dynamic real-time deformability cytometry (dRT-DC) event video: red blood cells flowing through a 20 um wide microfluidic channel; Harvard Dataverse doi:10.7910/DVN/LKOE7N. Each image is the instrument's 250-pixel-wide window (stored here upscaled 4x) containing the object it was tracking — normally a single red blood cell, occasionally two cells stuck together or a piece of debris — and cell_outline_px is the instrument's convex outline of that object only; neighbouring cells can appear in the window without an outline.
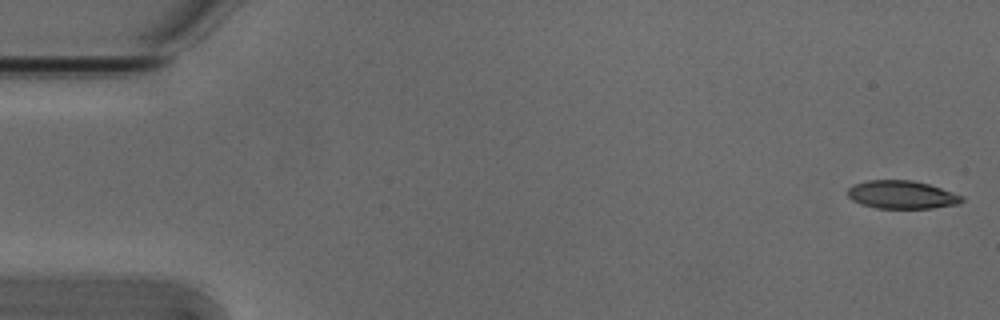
{"species": "Egyptian fruit bat (a non-hibernating species)", "species_latin": "Rousettus aegyptiacus", "temperature_condition": "cold", "stored_images_in_passage": 53, "camera_frame_rate_fps": 3000, "um_per_image_px": 0.085, "animal": {"sex": "male"}, "frame": {"image": 1, "passage_image": 1, "time_ms": 0.0, "image_size_px": [1000, 320], "cell_outline_px": [[964, 200], [960, 204], [932, 208], [876, 208], [860, 204], [852, 200], [848, 196], [848, 188], [856, 184], [868, 180], [912, 180], [928, 184], [964, 196]], "centroid_in_image_um": [76.67, 16.56], "position_along_channel_um": 8.3, "area_um2": 18.67}}
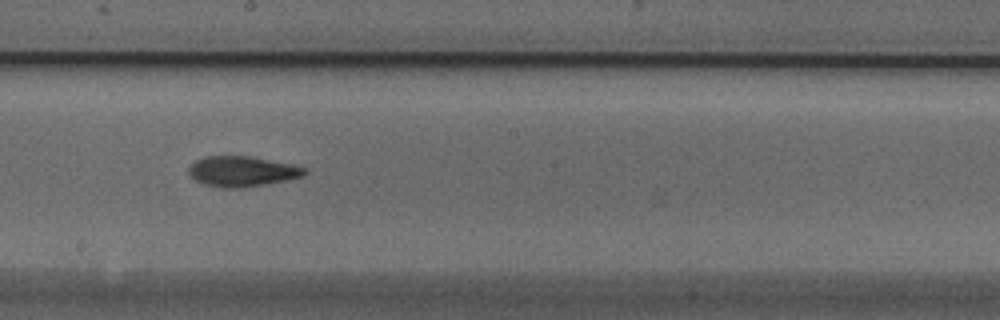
{"frame": {"image": 2, "passage_image": 29, "time_ms": 9.333, "image_size_px": [1000, 320], "cell_outline_px": [[308, 172], [304, 176], [264, 184], [236, 188], [224, 188], [200, 184], [188, 172], [188, 168], [196, 160], [204, 156], [252, 156], [292, 164], [308, 168]], "centroid_in_image_um": [20.58, 14.56], "position_along_channel_um": 227.6, "area_um2": 20.52}}
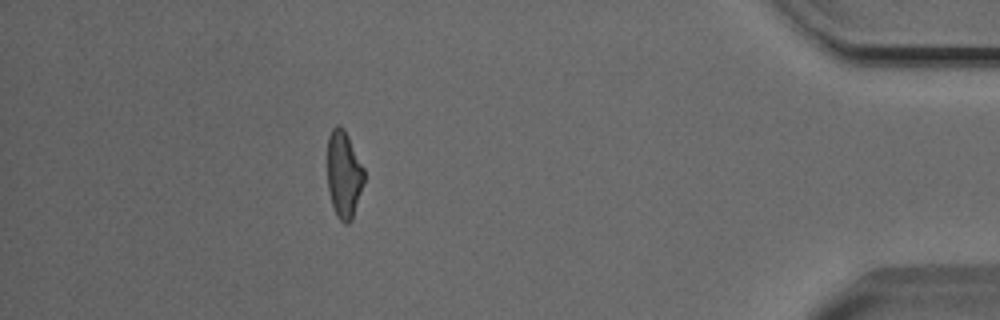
{"frame": {"image": 3, "passage_image": 47, "time_ms": 15.333, "image_size_px": [1000, 320], "cell_outline_px": [[364, 184], [352, 220], [348, 224], [344, 224], [336, 216], [332, 204], [328, 188], [328, 136], [332, 128], [336, 124], [340, 124], [344, 128], [364, 168]], "centroid_in_image_um": [29.23, 14.83], "position_along_channel_um": 406.0, "area_um2": 18.79}}